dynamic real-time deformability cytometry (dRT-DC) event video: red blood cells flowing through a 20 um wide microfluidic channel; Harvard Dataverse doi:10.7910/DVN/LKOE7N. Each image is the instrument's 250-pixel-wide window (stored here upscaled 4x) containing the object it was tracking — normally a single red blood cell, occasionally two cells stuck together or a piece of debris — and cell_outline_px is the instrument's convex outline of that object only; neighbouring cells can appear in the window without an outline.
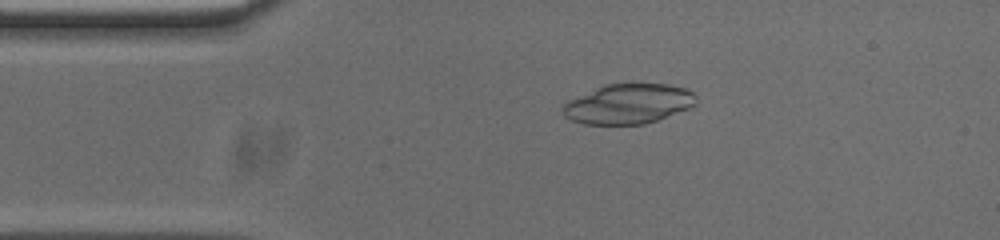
{"species": "common noctule bat (a hibernating species)", "species_latin": "Nyctalus noctula", "temperature_condition": "cold", "stored_images_in_passage": 53, "camera_frame_rate_fps": 3000, "um_per_image_px": 0.085, "animal": {"sex": "male", "body_mass_g": 20.0, "forearm_length_mm": 53.3}, "frame": {"image": 1, "passage_image": 10, "time_ms": 3.0, "image_size_px": [1000, 240], "cell_outline_px": [[696, 104], [688, 108], [656, 120], [644, 124], [584, 124], [572, 120], [564, 116], [560, 108], [568, 100], [604, 84], [668, 84], [684, 88], [692, 92], [696, 96]], "centroid_in_image_um": [53.37, 8.83], "position_along_channel_um": 31.6, "area_um2": 30.81}}